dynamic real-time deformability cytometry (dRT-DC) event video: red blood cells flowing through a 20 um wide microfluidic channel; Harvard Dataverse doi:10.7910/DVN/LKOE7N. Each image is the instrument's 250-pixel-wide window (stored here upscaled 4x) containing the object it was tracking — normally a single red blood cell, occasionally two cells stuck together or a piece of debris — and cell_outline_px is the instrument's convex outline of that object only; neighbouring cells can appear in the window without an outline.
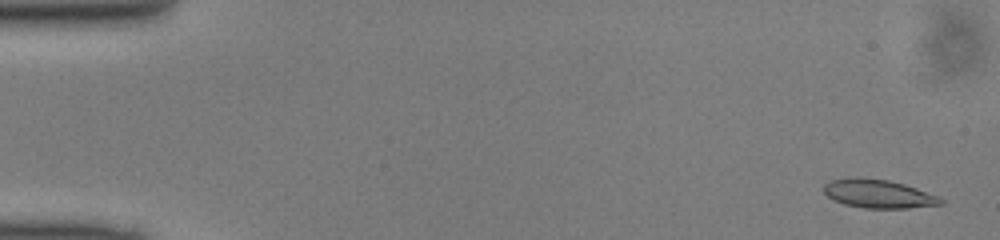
{"species": "common noctule bat (a hibernating species)", "species_latin": "Nyctalus noctula", "temperature_condition": "cold", "stored_images_in_passage": 49, "camera_frame_rate_fps": 3000, "um_per_image_px": 0.085, "animal": {"sex": "male", "body_mass_g": 13.0, "forearm_length_mm": 53.1}, "frame": {"image": 1, "passage_image": 2, "time_ms": 0.333, "image_size_px": [1000, 240], "cell_outline_px": [[944, 204], [908, 208], [864, 208], [844, 204], [828, 196], [824, 192], [824, 184], [832, 180], [888, 180], [904, 184], [916, 188], [936, 196], [944, 200]], "centroid_in_image_um": [74.73, 16.52], "position_along_channel_um": 10.3, "area_um2": 18.5}}
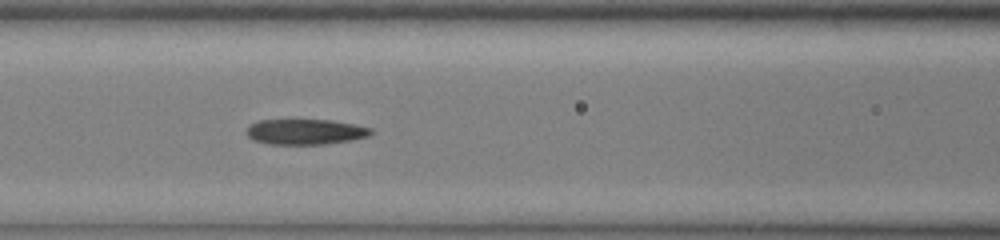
{"frame": {"image": 2, "passage_image": 21, "time_ms": 6.667, "image_size_px": [1000, 240], "cell_outline_px": [[372, 132], [368, 136], [348, 140], [324, 144], [268, 144], [252, 140], [244, 132], [252, 124], [260, 120], [332, 120], [372, 128]], "centroid_in_image_um": [25.91, 11.2], "position_along_channel_um": 140.7, "area_um2": 18.26}}
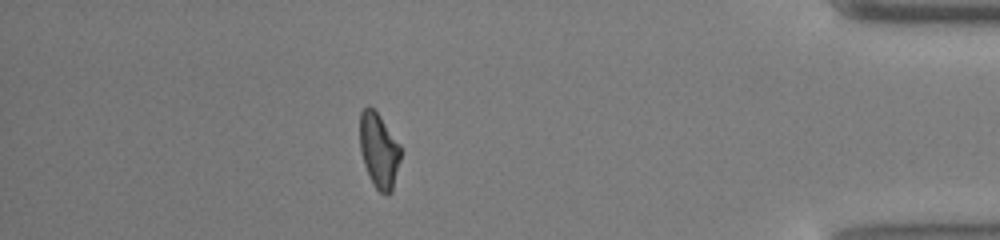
{"frame": {"image": 3, "passage_image": 43, "time_ms": 14.0, "image_size_px": [1000, 240], "cell_outline_px": [[400, 160], [392, 192], [380, 192], [372, 184], [364, 164], [360, 148], [360, 112], [368, 104], [376, 112], [400, 144]], "centroid_in_image_um": [32.2, 12.78], "position_along_channel_um": 403.0, "area_um2": 17.57}}